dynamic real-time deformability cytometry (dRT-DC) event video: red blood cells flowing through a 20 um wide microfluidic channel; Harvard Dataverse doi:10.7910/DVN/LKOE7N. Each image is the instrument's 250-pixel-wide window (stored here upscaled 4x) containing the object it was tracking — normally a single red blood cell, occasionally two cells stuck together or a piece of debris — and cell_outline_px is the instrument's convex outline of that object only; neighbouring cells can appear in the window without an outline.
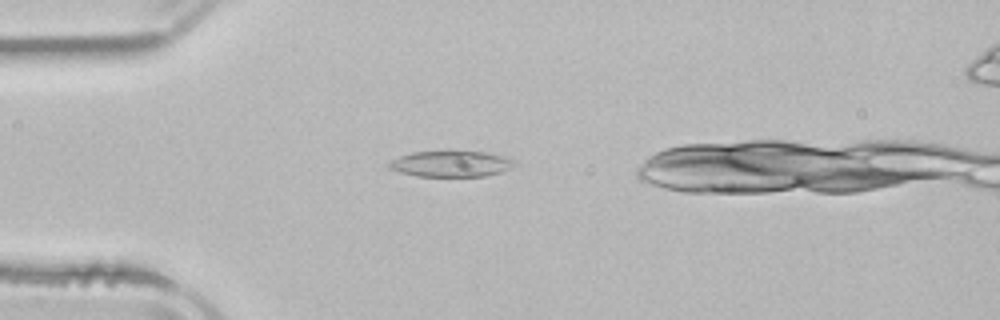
{"species": "common noctule bat (a hibernating species)", "species_latin": "Nyctalus noctula", "temperature_condition": "room temperature", "stored_images_in_passage": 2, "camera_frame_rate_fps": 3000, "um_per_image_px": 0.085, "animal": {"sex": "male", "body_mass_g": 21.5, "forearm_length_mm": 52.0}, "frame": {"image": 1, "passage_image": 2, "time_ms": 1.333, "image_size_px": [1000, 320], "cell_outline_px": [[512, 164], [508, 168], [500, 172], [484, 176], [416, 176], [400, 172], [388, 168], [388, 164], [392, 160], [400, 156], [412, 152], [484, 152], [504, 156], [512, 160]], "centroid_in_image_um": [38.27, 13.93], "position_along_channel_um": 46.7, "area_um2": 18.44}}